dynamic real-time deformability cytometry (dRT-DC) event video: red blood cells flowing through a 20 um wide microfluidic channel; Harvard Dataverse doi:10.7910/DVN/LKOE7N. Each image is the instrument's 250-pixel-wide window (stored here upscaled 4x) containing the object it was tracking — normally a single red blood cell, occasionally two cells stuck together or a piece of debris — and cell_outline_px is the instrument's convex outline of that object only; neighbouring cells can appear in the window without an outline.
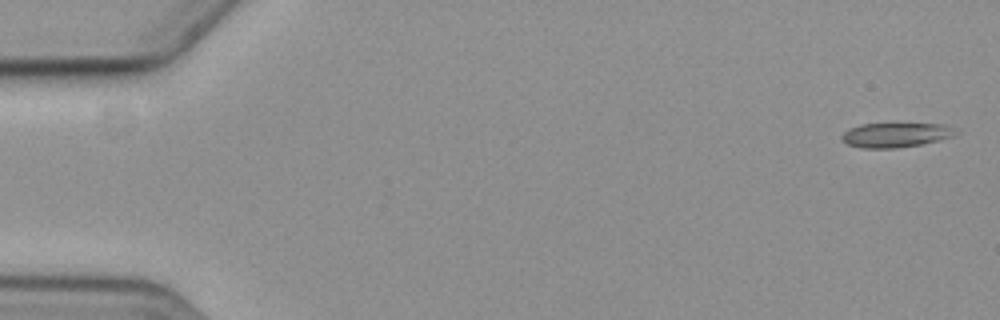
{"species": "common noctule bat (a hibernating species)", "species_latin": "Nyctalus noctula", "temperature_condition": "cold", "stored_images_in_passage": 5, "camera_frame_rate_fps": 3000, "um_per_image_px": 0.085, "animal": {"sex": "female", "body_mass_g": 19.3, "forearm_length_mm": 54.1}, "frame": {"image": 1, "passage_image": 1, "time_ms": 0.0, "image_size_px": [1000, 320], "cell_outline_px": [[960, 132], [952, 136], [920, 144], [896, 148], [860, 148], [848, 144], [840, 136], [848, 128], [860, 124], [948, 124]], "centroid_in_image_um": [76.12, 11.46], "position_along_channel_um": 8.9, "area_um2": 16.18}}
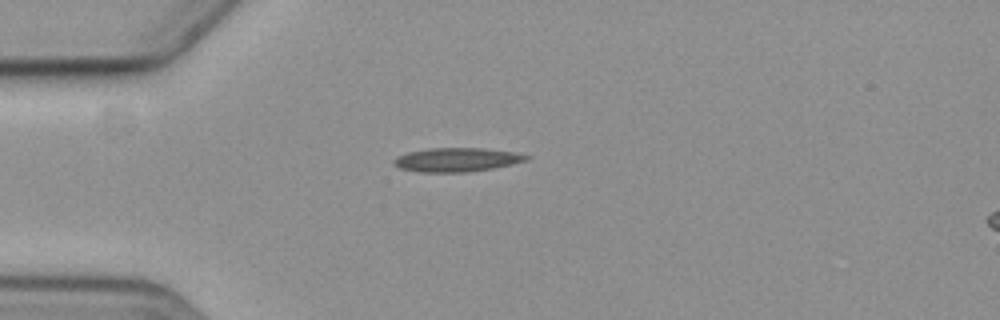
{"frame": {"image": 2, "passage_image": 5, "time_ms": 4.667, "image_size_px": [1000, 320], "cell_outline_px": [[532, 156], [528, 160], [512, 164], [492, 168], [468, 172], [420, 172], [400, 168], [392, 164], [392, 160], [396, 156], [408, 152], [428, 148], [484, 148], [516, 152]], "centroid_in_image_um": [38.82, 13.57], "position_along_channel_um": 46.2, "area_um2": 18.61}}